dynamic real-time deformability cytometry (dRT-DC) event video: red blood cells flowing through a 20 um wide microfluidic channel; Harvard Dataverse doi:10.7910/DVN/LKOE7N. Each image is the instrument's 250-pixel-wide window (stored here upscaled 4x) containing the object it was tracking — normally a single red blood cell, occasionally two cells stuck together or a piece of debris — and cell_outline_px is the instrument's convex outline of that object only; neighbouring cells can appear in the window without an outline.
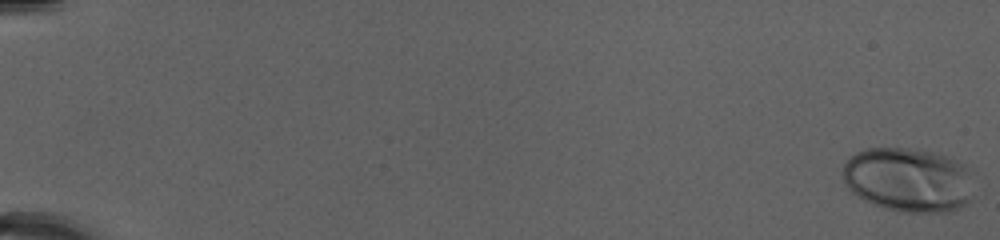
{"species": "human", "species_latin": "Homo sapiens", "temperature_condition": "cold", "stored_images_in_passage": 53, "camera_frame_rate_fps": 3000, "um_per_image_px": 0.085, "donor": {"sex": "female"}, "frame": {"image": 1, "passage_image": 1, "time_ms": 0.0, "image_size_px": [1000, 240], "cell_outline_px": [[972, 200], [968, 204], [948, 212], [904, 212], [884, 208], [872, 204], [864, 200], [852, 192], [848, 188], [844, 180], [844, 164], [856, 152], [868, 148], [908, 148], [932, 152], [944, 156], [964, 164], [972, 196]], "centroid_in_image_um": [77.17, 15.3], "position_along_channel_um": 7.8, "area_um2": 48.61}}
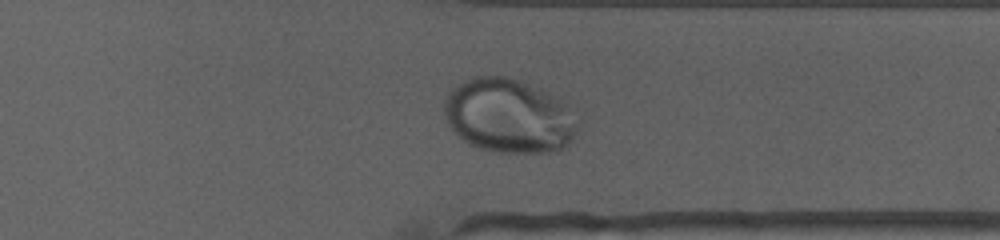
{"frame": {"image": 2, "passage_image": 43, "time_ms": 14.0, "image_size_px": [1000, 240], "cell_outline_px": [[576, 132], [572, 140], [568, 144], [556, 152], [492, 152], [468, 144], [448, 124], [444, 112], [444, 100], [448, 88], [472, 76], [504, 76], [520, 80], [548, 92], [568, 104], [576, 116]], "centroid_in_image_um": [43.23, 9.83], "position_along_channel_um": 368.2, "area_um2": 58.15}}
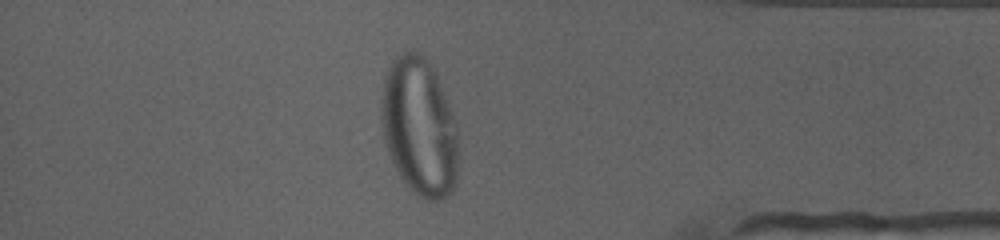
{"frame": {"image": 3, "passage_image": 47, "time_ms": 15.333, "image_size_px": [1000, 240], "cell_outline_px": [[460, 156], [456, 184], [452, 192], [444, 200], [428, 200], [412, 192], [404, 184], [396, 172], [384, 144], [380, 120], [380, 100], [384, 80], [388, 68], [392, 60], [396, 56], [404, 52], [416, 52], [424, 56], [432, 64], [456, 120], [460, 152]], "centroid_in_image_um": [35.66, 10.84], "position_along_channel_um": 399.5, "area_um2": 63.75}, "authors_computed_cell_mechanics": {"area_um2": 45.6042, "velocity_mm_per_s": 4.0019, "shape_relaxation_time_tau1_ms": 5.5635, "shape_relaxation_time_tau2_ms": null, "deformation_change_tau1": 0.2856, "deformation_change_tau2": null}}